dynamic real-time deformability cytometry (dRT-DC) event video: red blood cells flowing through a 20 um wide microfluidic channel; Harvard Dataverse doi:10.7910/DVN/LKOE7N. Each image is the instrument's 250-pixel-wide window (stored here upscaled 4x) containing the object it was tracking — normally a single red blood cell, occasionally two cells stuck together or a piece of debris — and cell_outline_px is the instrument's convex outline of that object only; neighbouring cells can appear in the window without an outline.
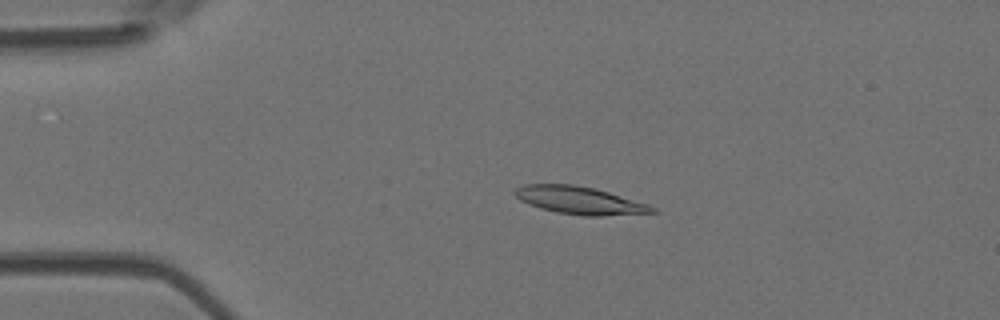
{"species": "Egyptian fruit bat (a non-hibernating species)", "species_latin": "Rousettus aegyptiacus", "temperature_condition": "room temperature", "stored_images_in_passage": 4, "camera_frame_rate_fps": 3000, "um_per_image_px": 0.085, "animal": {"sex": "female"}, "frame": {"image": 1, "passage_image": 3, "time_ms": 2.333, "image_size_px": [1000, 320], "cell_outline_px": [[656, 212], [600, 216], [584, 216], [556, 212], [540, 208], [528, 204], [520, 200], [512, 192], [516, 188], [524, 184], [572, 184], [592, 188], [608, 192], [648, 204], [656, 208]], "centroid_in_image_um": [49.22, 17.03], "position_along_channel_um": 35.8, "area_um2": 21.96}}